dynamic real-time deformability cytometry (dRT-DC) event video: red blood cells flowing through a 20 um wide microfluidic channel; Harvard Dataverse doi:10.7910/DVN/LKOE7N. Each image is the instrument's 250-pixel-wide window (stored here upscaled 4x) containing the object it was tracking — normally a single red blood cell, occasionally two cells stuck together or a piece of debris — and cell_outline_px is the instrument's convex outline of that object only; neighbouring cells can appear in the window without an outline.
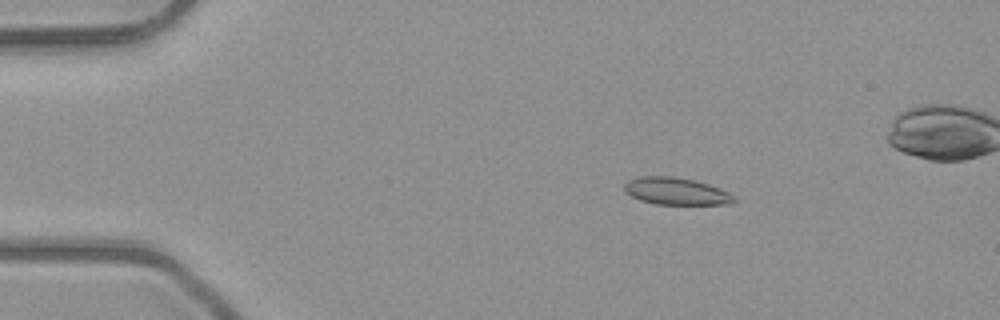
{"species": "common noctule bat (a hibernating species)", "species_latin": "Nyctalus noctula", "temperature_condition": "room temperature", "stored_images_in_passage": 52, "camera_frame_rate_fps": 3000, "um_per_image_px": 0.085, "animal": {"sex": "male", "body_mass_g": 23.1, "forearm_length_mm": 52.7}, "frame": {"image": 1, "passage_image": 9, "time_ms": 2.667, "image_size_px": [1000, 320], "cell_outline_px": [[736, 200], [728, 204], [656, 204], [640, 200], [624, 192], [624, 184], [628, 180], [640, 176], [672, 176], [696, 180], [720, 188], [736, 196]], "centroid_in_image_um": [57.46, 16.24], "position_along_channel_um": 27.5, "area_um2": 17.46}}
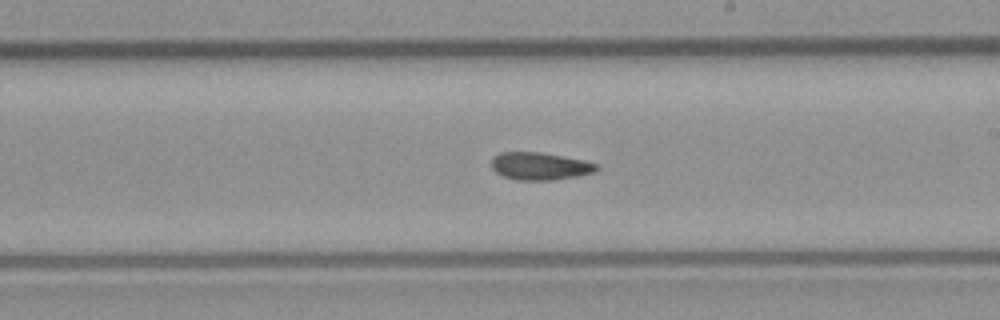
{"frame": {"image": 2, "passage_image": 30, "time_ms": 9.667, "image_size_px": [1000, 320], "cell_outline_px": [[600, 168], [592, 172], [576, 176], [552, 180], [516, 180], [504, 176], [496, 172], [492, 168], [492, 160], [500, 152], [540, 152], [584, 160], [596, 164]], "centroid_in_image_um": [45.88, 14.12], "position_along_channel_um": 243.1, "area_um2": 16.65}}
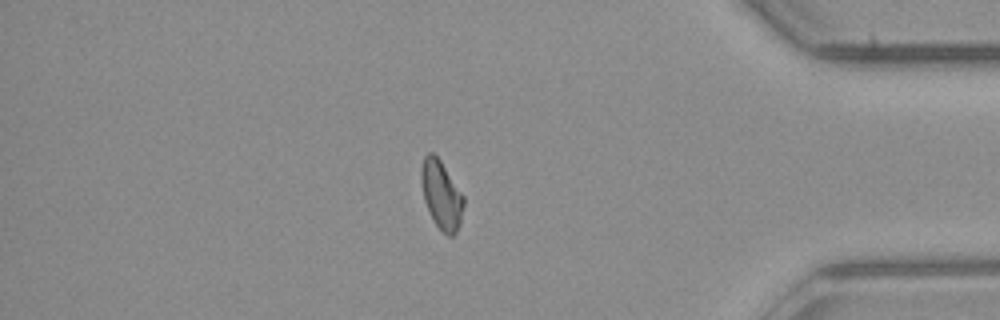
{"frame": {"image": 3, "passage_image": 44, "time_ms": 14.333, "image_size_px": [1000, 320], "cell_outline_px": [[464, 204], [460, 224], [456, 232], [452, 236], [448, 236], [432, 220], [424, 200], [420, 180], [420, 172], [424, 156], [428, 152], [432, 152], [440, 160], [464, 196]], "centroid_in_image_um": [37.5, 16.56], "position_along_channel_um": 397.7, "area_um2": 16.88}, "authors_computed_cell_mechanics": {"area_um2": 17.1088, "velocity_mm_per_s": 4.0317, "shape_relaxation_time_tau1_ms": 9.0664, "shape_relaxation_time_tau2_ms": 8.3084, "deformation_change_tau1": 0.1501, "deformation_change_tau2": 0.1387}}